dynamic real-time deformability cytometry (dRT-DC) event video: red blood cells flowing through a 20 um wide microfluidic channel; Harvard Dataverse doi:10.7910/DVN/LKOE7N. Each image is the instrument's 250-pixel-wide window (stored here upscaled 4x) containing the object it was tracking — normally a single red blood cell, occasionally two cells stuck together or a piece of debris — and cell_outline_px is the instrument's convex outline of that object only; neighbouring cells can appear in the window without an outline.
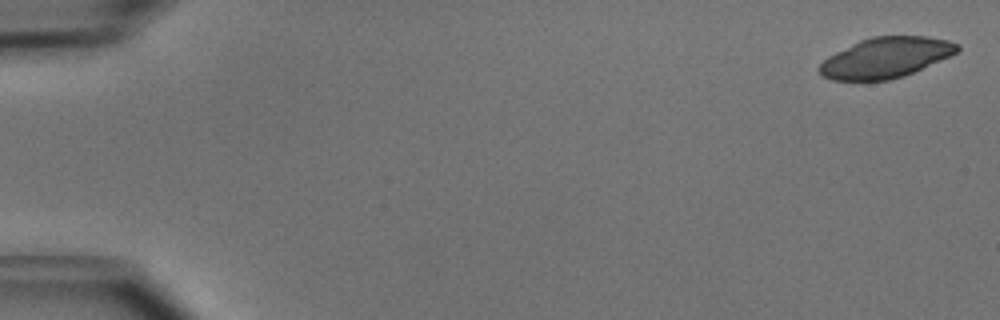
{"species": "common noctule bat (a hibernating species)", "species_latin": "Nyctalus noctula", "temperature_condition": "cold", "stored_images_in_passage": 50, "camera_frame_rate_fps": 3000, "um_per_image_px": 0.085, "animal": {"sex": "male", "body_mass_g": 15.6}, "frame": {"image": 1, "passage_image": 1, "time_ms": 0.0, "image_size_px": [1000, 320], "cell_outline_px": [[960, 48], [956, 52], [948, 56], [904, 76], [888, 80], [832, 80], [824, 76], [816, 68], [828, 56], [860, 40], [872, 36], [928, 36], [948, 40], [960, 44]], "centroid_in_image_um": [75.28, 4.89], "position_along_channel_um": 9.7, "area_um2": 32.14}}